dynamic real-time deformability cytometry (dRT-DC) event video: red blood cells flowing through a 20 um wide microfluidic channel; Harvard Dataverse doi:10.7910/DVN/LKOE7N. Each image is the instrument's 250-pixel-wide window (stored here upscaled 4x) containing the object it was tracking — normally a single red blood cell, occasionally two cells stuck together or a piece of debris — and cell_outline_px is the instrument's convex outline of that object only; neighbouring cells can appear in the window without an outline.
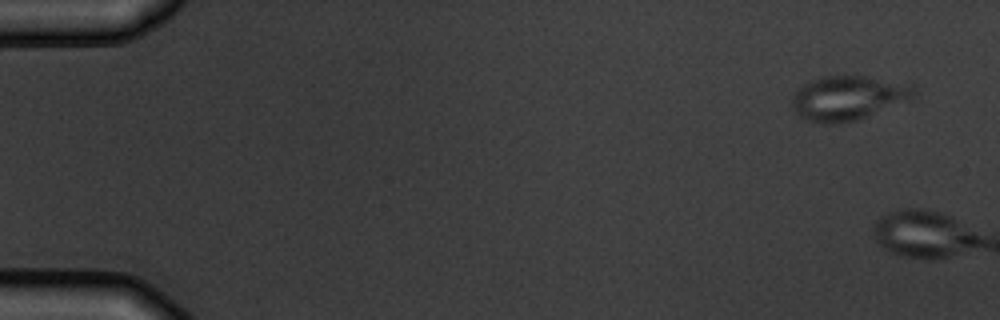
{"species": "common noctule bat (a hibernating species)", "species_latin": "Nyctalus noctula", "temperature_condition": "warm", "stored_images_in_passage": 5, "camera_frame_rate_fps": 3000, "um_per_image_px": 0.085, "animal": {"sex": "male", "body_mass_g": 19.5, "forearm_length_mm": 54.6}, "frame": {"image": 1, "passage_image": 1, "time_ms": 0.0, "image_size_px": [1000, 320], "cell_outline_px": [[916, 92], [908, 100], [860, 120], [840, 124], [828, 124], [808, 120], [800, 116], [792, 108], [792, 96], [804, 84], [812, 80], [824, 76], [868, 76], [916, 84]], "centroid_in_image_um": [72.14, 8.33], "position_along_channel_um": 12.9, "area_um2": 31.79}}